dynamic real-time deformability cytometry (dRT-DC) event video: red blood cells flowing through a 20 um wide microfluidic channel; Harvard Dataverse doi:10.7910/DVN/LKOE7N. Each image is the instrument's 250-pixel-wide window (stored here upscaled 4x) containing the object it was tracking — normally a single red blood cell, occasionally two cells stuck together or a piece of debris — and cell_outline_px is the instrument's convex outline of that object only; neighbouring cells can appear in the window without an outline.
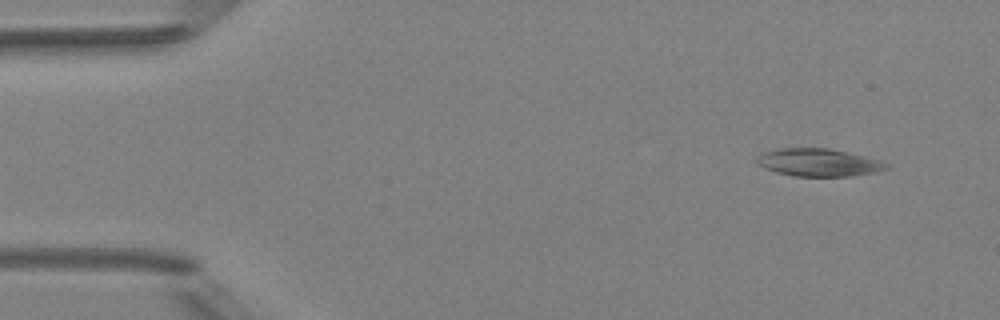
{"species": "Egyptian fruit bat (a non-hibernating species)", "species_latin": "Rousettus aegyptiacus", "temperature_condition": "room temperature", "stored_images_in_passage": 3, "camera_frame_rate_fps": 3000, "um_per_image_px": 0.085, "animal": {"sex": "female"}, "frame": {"image": 1, "passage_image": 1, "time_ms": 0.0, "image_size_px": [1000, 320], "cell_outline_px": [[888, 168], [876, 172], [852, 176], [792, 176], [776, 172], [764, 168], [756, 164], [756, 160], [764, 152], [780, 148], [828, 148], [864, 156], [880, 160], [888, 164]], "centroid_in_image_um": [69.57, 13.82], "position_along_channel_um": 15.4, "area_um2": 20.81}}
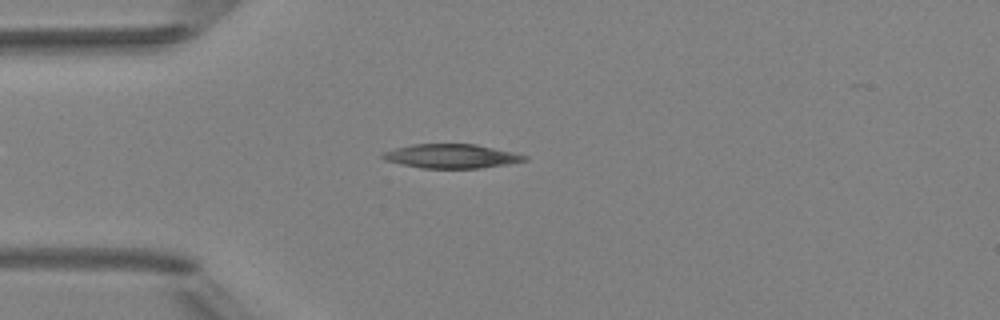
{"frame": {"image": 2, "passage_image": 3, "time_ms": 3.0, "image_size_px": [1000, 320], "cell_outline_px": [[528, 160], [508, 164], [480, 168], [424, 168], [400, 164], [384, 160], [380, 156], [384, 152], [396, 148], [412, 144], [476, 144], [516, 152], [528, 156]], "centroid_in_image_um": [38.41, 13.27], "position_along_channel_um": 46.6, "area_um2": 20.0}}